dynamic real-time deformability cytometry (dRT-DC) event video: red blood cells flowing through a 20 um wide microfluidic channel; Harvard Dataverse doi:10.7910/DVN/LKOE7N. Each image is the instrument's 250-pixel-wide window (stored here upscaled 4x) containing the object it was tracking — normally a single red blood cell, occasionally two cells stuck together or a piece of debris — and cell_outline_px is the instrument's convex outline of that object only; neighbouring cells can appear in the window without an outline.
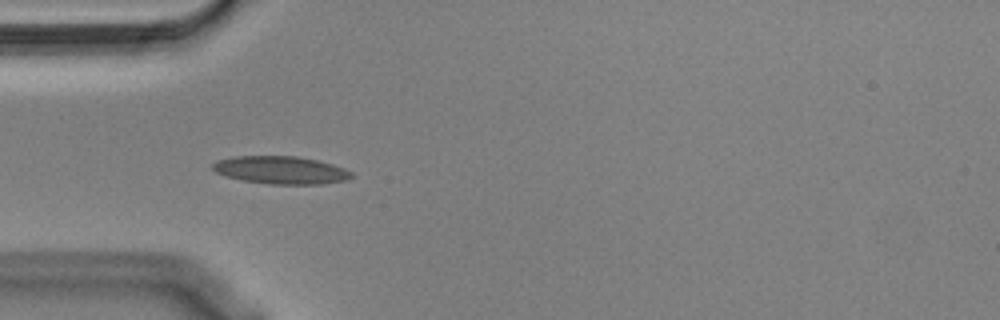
{"species": "Egyptian fruit bat (a non-hibernating species)", "species_latin": "Rousettus aegyptiacus", "temperature_condition": "cold", "stored_images_in_passage": 40, "camera_frame_rate_fps": 3000, "um_per_image_px": 0.085, "animal": {"sex": "male"}, "frame": {"image": 1, "passage_image": 1, "time_ms": 0.0, "image_size_px": [1000, 320], "cell_outline_px": [[352, 176], [348, 180], [320, 184], [268, 184], [244, 180], [224, 176], [216, 172], [212, 168], [212, 164], [216, 160], [236, 156], [296, 156], [316, 160], [332, 164], [344, 168], [352, 172]], "centroid_in_image_um": [23.86, 14.45], "position_along_channel_um": 61.1, "area_um2": 22.43}}
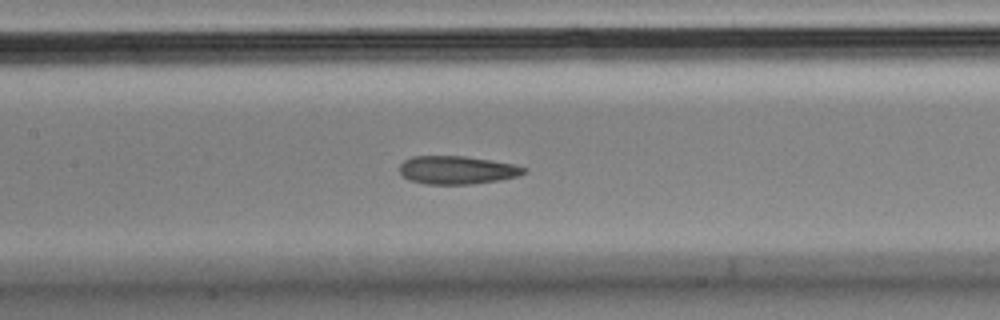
{"frame": {"image": 2, "passage_image": 10, "time_ms": 3.0, "image_size_px": [1000, 320], "cell_outline_px": [[528, 172], [520, 176], [472, 184], [424, 184], [408, 180], [400, 172], [400, 164], [404, 160], [412, 156], [464, 156], [512, 164], [528, 168]], "centroid_in_image_um": [38.84, 14.45], "position_along_channel_um": 168.6, "area_um2": 20.4}}
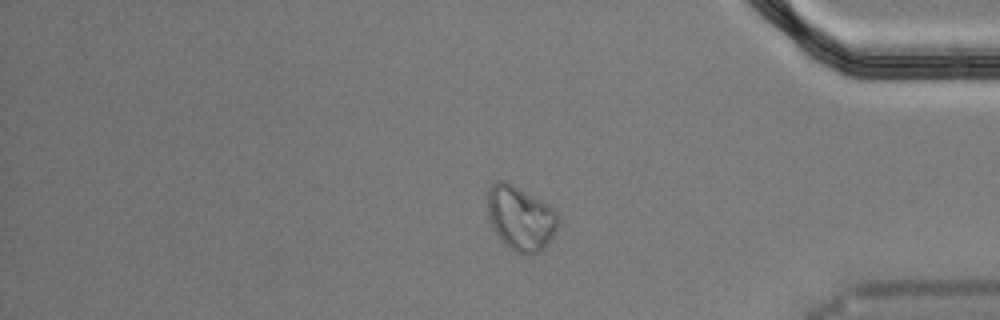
{"frame": {"image": 3, "passage_image": 40, "time_ms": 13.0, "image_size_px": [1000, 320], "cell_outline_px": [[560, 220], [552, 236], [544, 248], [540, 252], [532, 256], [524, 256], [512, 252], [500, 240], [492, 228], [488, 216], [488, 188], [496, 180], [504, 180], [512, 184], [556, 208]], "centroid_in_image_um": [44.25, 18.58], "position_along_channel_um": 390.9, "area_um2": 27.11}, "authors_computed_cell_mechanics": {"area_um2": 21.6172, "velocity_mm_per_s": 3.6034, "shape_relaxation_time_tau1_ms": null, "shape_relaxation_time_tau2_ms": 2.6517, "deformation_change_tau1": null, "deformation_change_tau2": 0.0884}}